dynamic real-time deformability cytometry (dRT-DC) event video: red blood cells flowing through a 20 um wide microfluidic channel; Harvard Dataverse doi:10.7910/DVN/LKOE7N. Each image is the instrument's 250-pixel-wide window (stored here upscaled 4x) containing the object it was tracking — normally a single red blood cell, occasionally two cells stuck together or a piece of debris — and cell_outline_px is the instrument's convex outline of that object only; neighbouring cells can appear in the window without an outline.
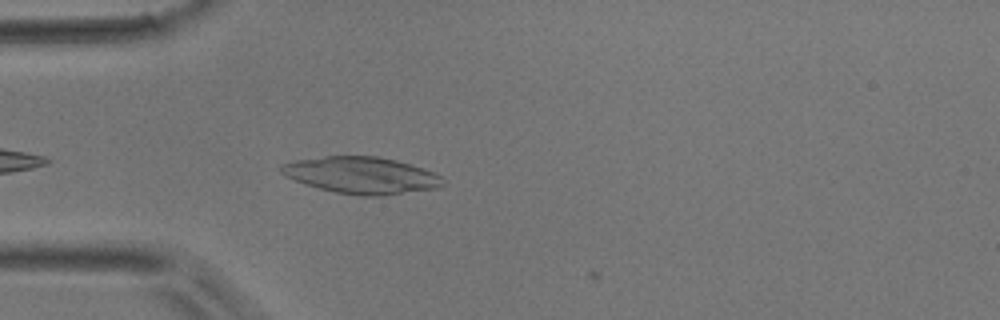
{"species": "common noctule bat (a hibernating species)", "species_latin": "Nyctalus noctula", "temperature_condition": "room temperature", "stored_images_in_passage": 2, "camera_frame_rate_fps": 3000, "um_per_image_px": 0.085, "animal": {"sex": "male", "body_mass_g": 17.9}, "frame": {"image": 1, "passage_image": 1, "time_ms": 0.0, "image_size_px": [1000, 320], "cell_outline_px": [[444, 184], [436, 188], [384, 196], [360, 196], [336, 192], [320, 188], [296, 180], [280, 172], [280, 168], [284, 164], [296, 160], [324, 156], [380, 156], [396, 160], [432, 172], [440, 176], [444, 180]], "centroid_in_image_um": [30.75, 14.9], "position_along_channel_um": 54.2, "area_um2": 34.16}}